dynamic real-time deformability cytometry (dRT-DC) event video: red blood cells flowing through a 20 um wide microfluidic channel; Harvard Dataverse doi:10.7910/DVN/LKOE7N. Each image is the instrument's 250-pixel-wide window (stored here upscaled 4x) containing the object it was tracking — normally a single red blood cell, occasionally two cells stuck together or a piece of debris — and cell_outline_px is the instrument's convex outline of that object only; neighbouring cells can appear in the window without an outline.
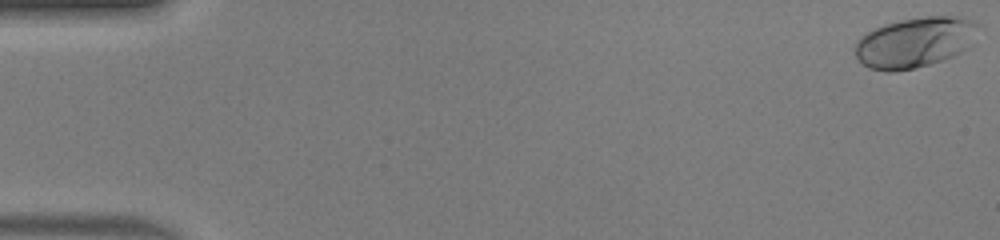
{"species": "human", "species_latin": "Homo sapiens", "temperature_condition": "warm", "stored_images_in_passage": 50, "camera_frame_rate_fps": 3000, "um_per_image_px": 0.085, "donor": {"sex": "male"}, "frame": {"image": 1, "passage_image": 1, "time_ms": 0.0, "image_size_px": [1000, 240], "cell_outline_px": [[980, 24], [972, 48], [944, 60], [912, 68], [892, 72], [884, 72], [868, 68], [856, 56], [856, 40], [860, 36], [884, 24], [900, 20], [924, 16], [956, 16], [972, 20]], "centroid_in_image_um": [77.82, 3.59], "position_along_channel_um": 7.2, "area_um2": 36.53}}
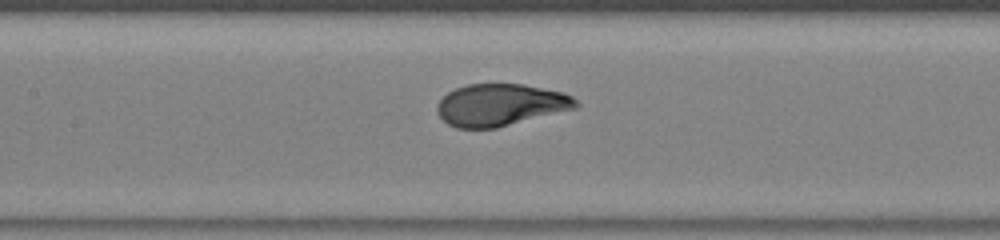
{"frame": {"image": 2, "passage_image": 24, "time_ms": 7.667, "image_size_px": [1000, 240], "cell_outline_px": [[580, 104], [576, 108], [496, 128], [456, 128], [448, 124], [436, 112], [436, 104], [448, 92], [456, 88], [468, 84], [524, 84], [564, 92], [572, 96]], "centroid_in_image_um": [42.54, 8.91], "position_along_channel_um": 164.9, "area_um2": 33.99}}
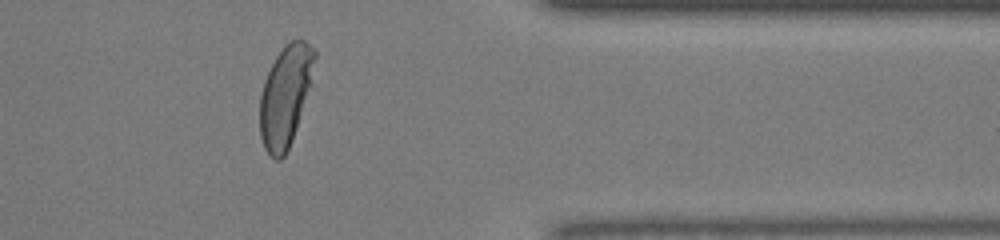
{"frame": {"image": 3, "passage_image": 41, "time_ms": 13.333, "image_size_px": [1000, 240], "cell_outline_px": [[316, 56], [312, 84], [292, 140], [284, 156], [280, 160], [276, 160], [264, 148], [260, 136], [260, 96], [264, 80], [276, 56], [284, 44], [292, 40], [304, 40], [316, 48]], "centroid_in_image_um": [24.28, 8.11], "position_along_channel_um": 387.1, "area_um2": 32.37}, "authors_computed_cell_mechanics": {"area_um2": 34.4199, "velocity_mm_per_s": 4.1949, "shape_relaxation_time_tau1_ms": 3.7181, "shape_relaxation_time_tau2_ms": null, "deformation_change_tau1": 0.2223, "deformation_change_tau2": null}}